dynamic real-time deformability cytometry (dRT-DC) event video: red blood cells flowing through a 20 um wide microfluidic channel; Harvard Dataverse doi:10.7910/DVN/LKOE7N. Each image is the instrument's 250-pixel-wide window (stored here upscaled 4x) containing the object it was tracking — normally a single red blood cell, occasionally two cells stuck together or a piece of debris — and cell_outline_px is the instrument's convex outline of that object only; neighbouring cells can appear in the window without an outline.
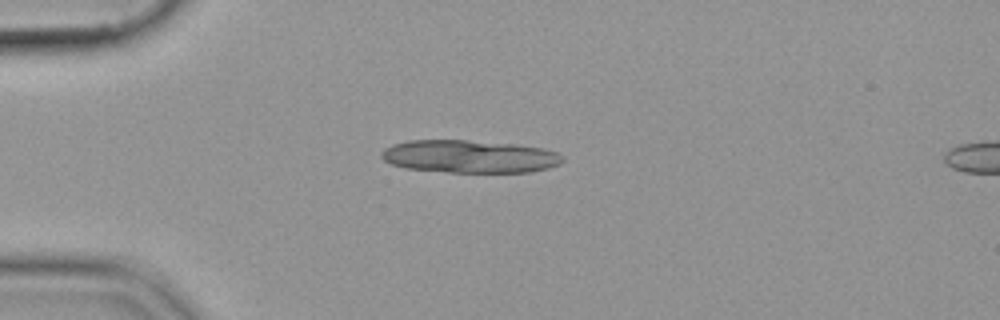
{"species": "common noctule bat (a hibernating species)", "species_latin": "Nyctalus noctula", "temperature_condition": "cold", "stored_images_in_passage": 41, "segment_of_instrument_passage": [1, 2], "camera_frame_rate_fps": 3000, "um_per_image_px": 0.085, "animal": {"sex": "female", "body_mass_g": 19.9}, "frame": {"image": 1, "passage_image": 1, "time_ms": 0.0, "image_size_px": [1000, 320], "cell_outline_px": [[564, 160], [560, 164], [548, 168], [528, 172], [448, 172], [408, 168], [392, 164], [384, 160], [380, 156], [380, 152], [384, 148], [392, 144], [408, 140], [468, 140], [516, 144], [544, 148], [556, 152], [564, 156]], "centroid_in_image_um": [39.92, 13.29], "position_along_channel_um": 45.1, "area_um2": 34.74}}